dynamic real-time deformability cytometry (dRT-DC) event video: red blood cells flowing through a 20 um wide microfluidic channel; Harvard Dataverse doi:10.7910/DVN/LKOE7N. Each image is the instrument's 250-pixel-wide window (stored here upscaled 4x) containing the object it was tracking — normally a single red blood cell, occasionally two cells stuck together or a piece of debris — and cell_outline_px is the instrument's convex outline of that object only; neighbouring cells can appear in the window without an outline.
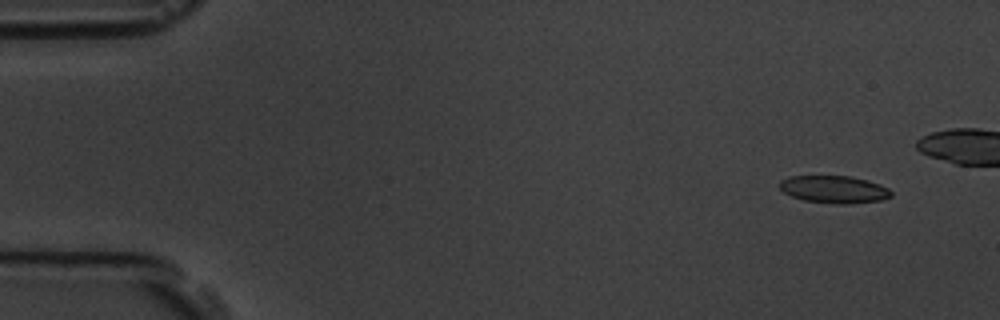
{"species": "common noctule bat (a hibernating species)", "species_latin": "Nyctalus noctula", "temperature_condition": "room temperature", "stored_images_in_passage": 9, "camera_frame_rate_fps": 3000, "um_per_image_px": 0.085, "animal": {"sex": "male", "body_mass_g": 19.5, "forearm_length_mm": 54.6}, "frame": {"image": 1, "passage_image": 1, "time_ms": 0.0, "image_size_px": [1000, 320], "cell_outline_px": [[892, 196], [880, 200], [848, 204], [840, 204], [804, 200], [792, 196], [784, 192], [780, 188], [780, 180], [788, 176], [848, 176], [868, 180], [880, 184], [888, 188], [892, 192]], "centroid_in_image_um": [70.9, 16.09], "position_along_channel_um": 14.1, "area_um2": 17.74}}
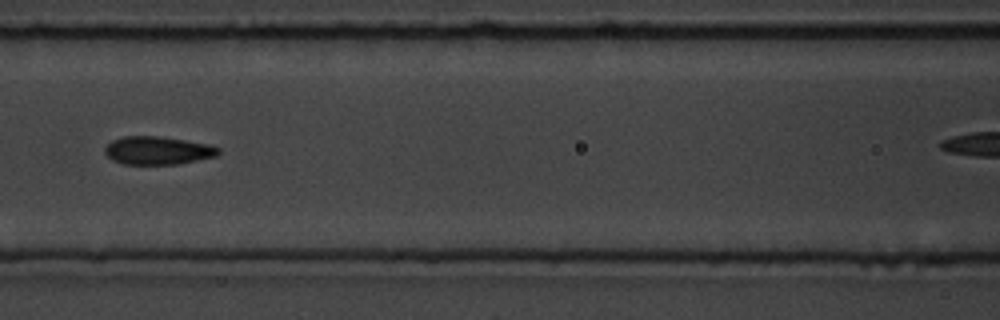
{"frame": {"image": 2, "passage_image": 7, "time_ms": 6.667, "image_size_px": [1000, 320], "cell_outline_px": [[220, 152], [216, 156], [180, 164], [124, 164], [112, 160], [104, 152], [104, 148], [112, 140], [124, 136], [160, 136], [208, 144], [220, 148]], "centroid_in_image_um": [13.4, 12.79], "position_along_channel_um": 153.2, "area_um2": 18.61}}
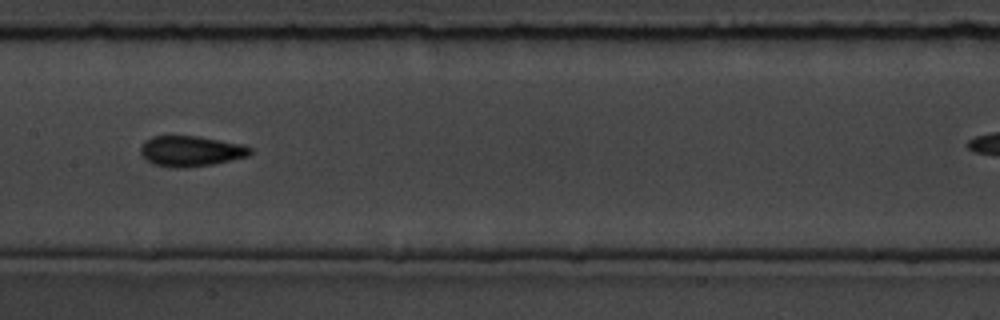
{"frame": {"image": 3, "passage_image": 8, "time_ms": 7.667, "image_size_px": [1000, 320], "cell_outline_px": [[252, 152], [248, 156], [212, 164], [184, 168], [172, 168], [152, 164], [140, 152], [140, 144], [144, 140], [152, 136], [200, 136], [244, 144], [252, 148]], "centroid_in_image_um": [16.21, 12.83], "position_along_channel_um": 191.2, "area_um2": 19.71}}